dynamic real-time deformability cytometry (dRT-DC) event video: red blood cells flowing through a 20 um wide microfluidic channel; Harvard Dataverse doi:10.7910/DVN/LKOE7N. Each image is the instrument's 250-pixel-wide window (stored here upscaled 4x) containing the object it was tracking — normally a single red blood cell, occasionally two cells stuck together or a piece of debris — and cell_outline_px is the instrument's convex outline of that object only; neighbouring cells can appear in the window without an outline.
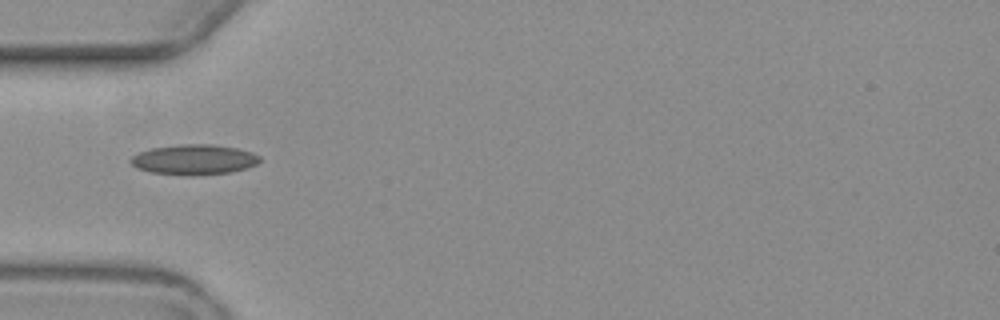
{"species": "common noctule bat (a hibernating species)", "species_latin": "Nyctalus noctula", "temperature_condition": "warm", "stored_images_in_passage": 6, "camera_frame_rate_fps": 3000, "um_per_image_px": 0.085, "animal": {"sex": "female", "body_mass_g": 19.3, "forearm_length_mm": 54.1}, "frame": {"image": 1, "passage_image": 1, "time_ms": 0.0, "image_size_px": [1000, 320], "cell_outline_px": [[260, 160], [256, 164], [248, 168], [232, 172], [196, 176], [188, 176], [152, 172], [136, 168], [128, 160], [132, 156], [140, 152], [152, 148], [180, 144], [212, 144], [236, 148], [252, 152], [260, 156]], "centroid_in_image_um": [16.5, 13.57], "position_along_channel_um": 68.5, "area_um2": 22.89}}
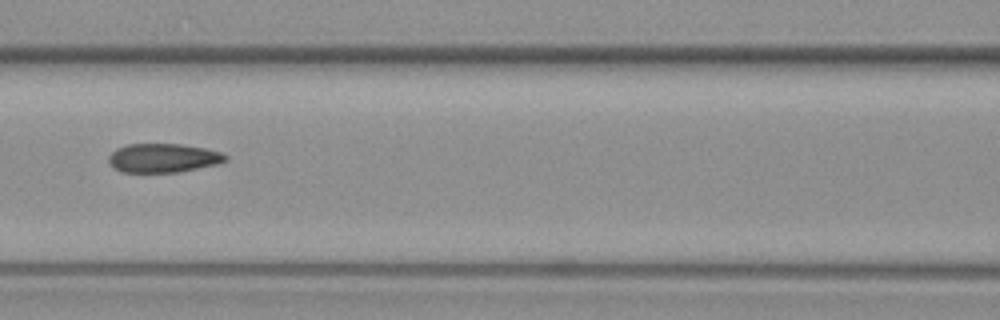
{"frame": {"image": 2, "passage_image": 3, "time_ms": 2.333, "image_size_px": [1000, 320], "cell_outline_px": [[228, 160], [220, 164], [180, 172], [120, 172], [112, 168], [108, 160], [108, 156], [116, 148], [128, 144], [180, 144], [204, 148], [220, 152], [228, 156]], "centroid_in_image_um": [13.87, 13.44], "position_along_channel_um": 152.7, "area_um2": 19.94}}
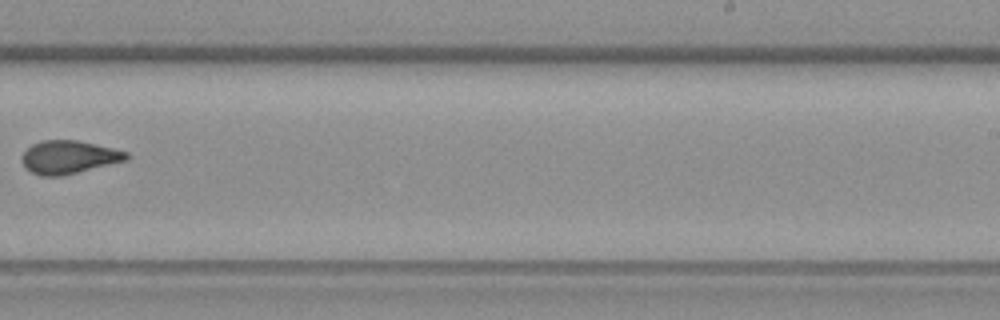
{"frame": {"image": 3, "passage_image": 6, "time_ms": 6.0, "image_size_px": [1000, 320], "cell_outline_px": [[128, 160], [64, 176], [40, 176], [24, 168], [24, 152], [32, 144], [44, 140], [76, 140], [128, 152]], "centroid_in_image_um": [5.86, 13.37], "position_along_channel_um": 283.1, "area_um2": 20.0}}